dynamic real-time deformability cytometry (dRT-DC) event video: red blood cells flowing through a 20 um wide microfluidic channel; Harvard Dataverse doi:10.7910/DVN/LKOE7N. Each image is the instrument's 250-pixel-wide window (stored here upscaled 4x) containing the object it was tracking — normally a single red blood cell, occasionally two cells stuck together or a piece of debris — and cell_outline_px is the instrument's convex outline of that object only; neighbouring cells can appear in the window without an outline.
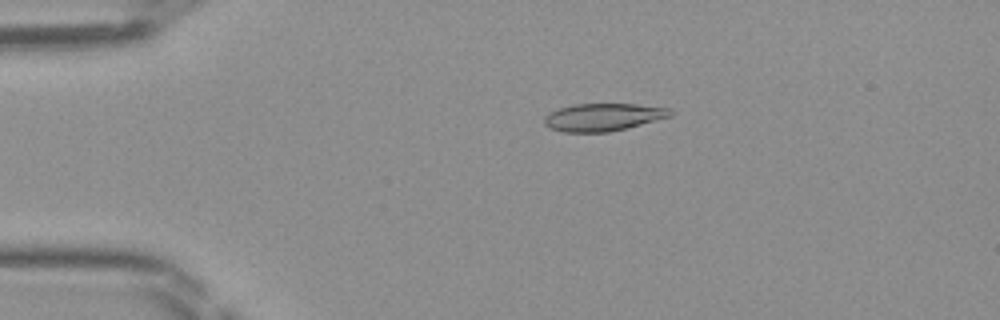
{"species": "Egyptian fruit bat (a non-hibernating species)", "species_latin": "Rousettus aegyptiacus", "temperature_condition": "room temperature", "stored_images_in_passage": 48, "camera_frame_rate_fps": 3000, "um_per_image_px": 0.085, "frame": {"image": 1, "passage_image": 10, "time_ms": 3.0, "image_size_px": [1000, 320], "cell_outline_px": [[672, 116], [628, 128], [608, 132], [564, 132], [552, 128], [544, 124], [544, 116], [560, 108], [576, 104], [636, 104], [668, 108], [672, 112]], "centroid_in_image_um": [51.29, 9.96], "position_along_channel_um": 33.7, "area_um2": 20.11}}
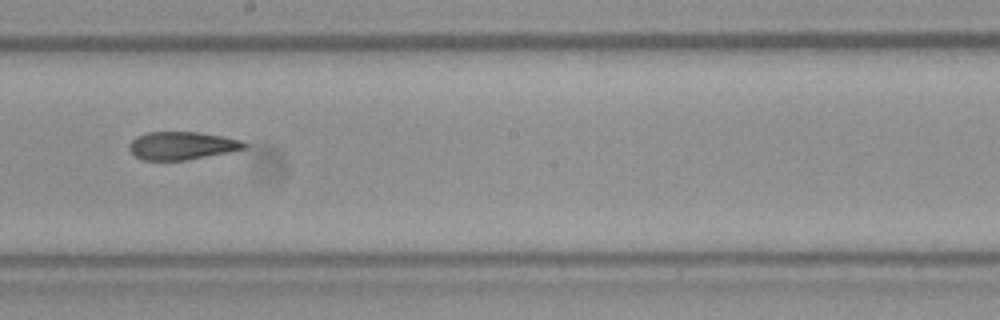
{"frame": {"image": 2, "passage_image": 27, "time_ms": 8.667, "image_size_px": [1000, 320], "cell_outline_px": [[248, 148], [228, 152], [184, 160], [144, 160], [136, 156], [128, 148], [128, 144], [136, 136], [148, 132], [200, 132], [240, 140], [248, 144]], "centroid_in_image_um": [15.45, 12.37], "position_along_channel_um": 232.8, "area_um2": 18.61}}
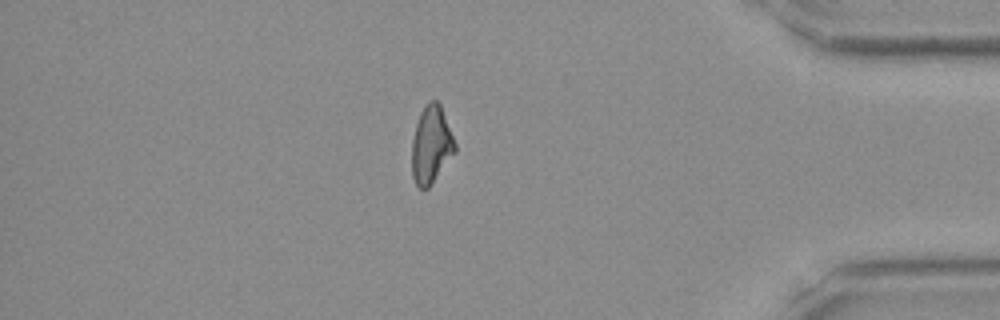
{"frame": {"image": 3, "passage_image": 41, "time_ms": 13.333, "image_size_px": [1000, 320], "cell_outline_px": [[456, 152], [428, 188], [420, 188], [416, 184], [412, 176], [412, 140], [416, 124], [420, 112], [428, 100], [436, 100], [440, 104], [456, 144]], "centroid_in_image_um": [36.65, 12.3], "position_along_channel_um": 398.5, "area_um2": 19.42}}